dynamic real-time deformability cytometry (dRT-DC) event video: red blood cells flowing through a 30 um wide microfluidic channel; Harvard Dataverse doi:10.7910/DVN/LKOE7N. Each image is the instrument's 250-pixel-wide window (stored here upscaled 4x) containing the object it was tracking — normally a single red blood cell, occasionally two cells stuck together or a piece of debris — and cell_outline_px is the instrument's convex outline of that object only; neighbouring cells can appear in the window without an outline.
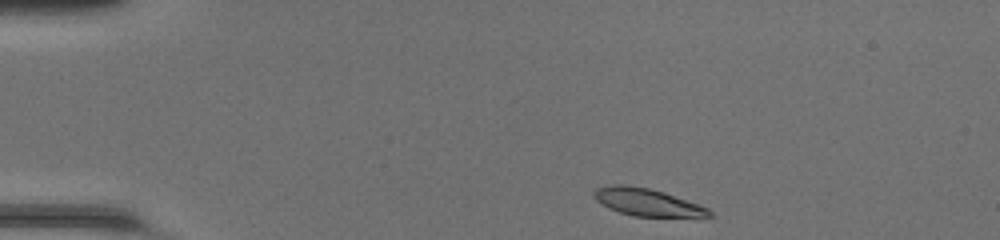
{"species": "common noctule bat (a hibernating species)", "species_latin": "Nyctalus noctula", "temperature_condition": "room temperature", "stored_images_in_passage": 41, "camera_frame_rate_fps": 3000, "um_per_image_px": 0.085, "animal": {"sex": "female", "body_mass_g": 20.0, "forearm_length_mm": 54.0}, "frame": {"image": 1, "passage_image": 1, "time_ms": 0.0, "image_size_px": [1000, 240], "cell_outline_px": [[716, 216], [632, 216], [608, 208], [596, 200], [592, 196], [592, 192], [596, 188], [608, 184], [624, 184], [648, 188], [664, 192], [708, 208]], "centroid_in_image_um": [54.94, 17.17], "position_along_channel_um": 30.1, "area_um2": 18.32}}
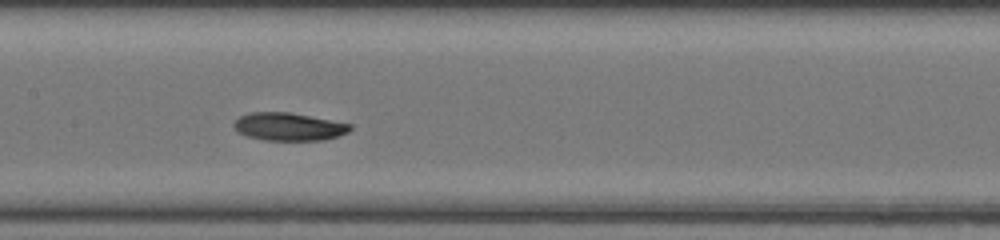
{"frame": {"image": 2, "passage_image": 17, "time_ms": 5.333, "image_size_px": [1000, 240], "cell_outline_px": [[352, 128], [348, 132], [340, 136], [324, 140], [264, 140], [248, 136], [236, 132], [232, 124], [240, 116], [248, 112], [288, 112], [352, 124]], "centroid_in_image_um": [24.53, 10.77], "position_along_channel_um": 182.9, "area_um2": 18.96}}
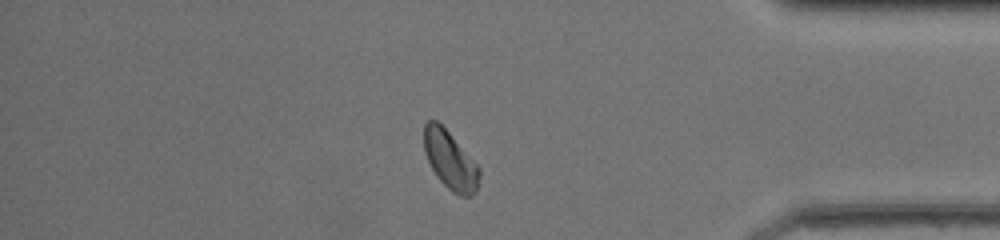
{"frame": {"image": 3, "passage_image": 34, "time_ms": 11.0, "image_size_px": [1000, 240], "cell_outline_px": [[480, 176], [476, 192], [472, 196], [460, 196], [452, 192], [436, 176], [424, 152], [424, 124], [428, 120], [436, 120], [448, 132], [480, 168]], "centroid_in_image_um": [38.27, 13.65], "position_along_channel_um": 396.9, "area_um2": 18.55}, "authors_computed_cell_mechanics": {"area_um2": 18.7272, "velocity_mm_per_s": 4.252, "shape_relaxation_time_tau1_ms": 2.695, "shape_relaxation_time_tau2_ms": null, "deformation_change_tau1": 0.1069, "deformation_change_tau2": null}}